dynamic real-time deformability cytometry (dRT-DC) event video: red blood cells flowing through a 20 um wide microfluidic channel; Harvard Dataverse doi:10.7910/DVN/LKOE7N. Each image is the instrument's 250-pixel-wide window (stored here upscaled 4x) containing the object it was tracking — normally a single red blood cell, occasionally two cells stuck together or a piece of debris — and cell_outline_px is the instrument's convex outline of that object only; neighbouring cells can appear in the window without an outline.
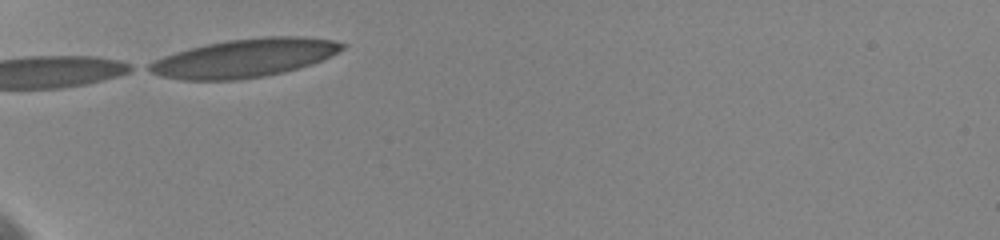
{"species": "human", "species_latin": "Homo sapiens", "temperature_condition": "cold", "stored_images_in_passage": 3, "camera_frame_rate_fps": 3000, "um_per_image_px": 0.085, "donor": {"sex": "female"}, "frame": {"image": 1, "passage_image": 2, "time_ms": 1.0, "image_size_px": [1000, 240], "cell_outline_px": [[348, 44], [344, 48], [312, 64], [264, 76], [240, 80], [184, 80], [160, 76], [144, 68], [144, 64], [152, 60], [176, 52], [208, 44], [228, 40], [264, 36], [304, 36], [332, 40]], "centroid_in_image_um": [20.73, 4.93], "position_along_channel_um": 64.3, "area_um2": 43.0}}